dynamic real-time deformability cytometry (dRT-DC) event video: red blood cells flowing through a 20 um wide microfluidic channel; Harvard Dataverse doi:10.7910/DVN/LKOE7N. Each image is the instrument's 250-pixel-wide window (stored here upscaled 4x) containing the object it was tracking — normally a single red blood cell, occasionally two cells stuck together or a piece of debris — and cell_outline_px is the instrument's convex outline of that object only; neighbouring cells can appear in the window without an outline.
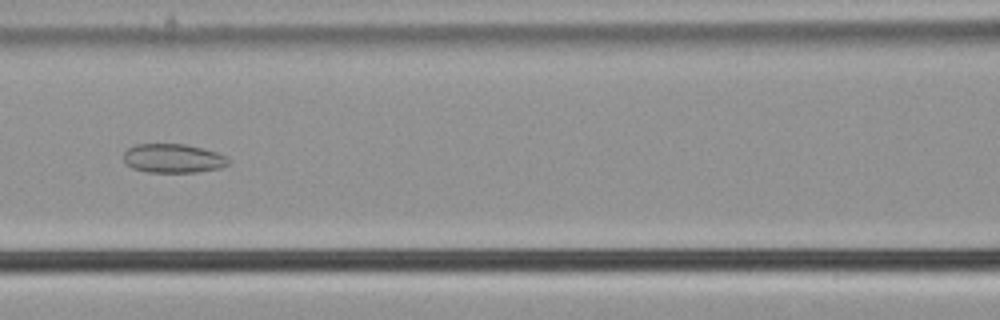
{"species": "common noctule bat (a hibernating species)", "species_latin": "Nyctalus noctula", "temperature_condition": "cold", "stored_images_in_passage": 56, "camera_frame_rate_fps": 3000, "um_per_image_px": 0.085, "animal": {"sex": "male", "body_mass_g": 21.5, "forearm_length_mm": 52.0}, "frame": {"image": 1, "passage_image": 26, "time_ms": 8.333, "image_size_px": [1000, 320], "cell_outline_px": [[232, 160], [228, 164], [220, 168], [196, 172], [148, 172], [132, 168], [124, 160], [124, 152], [128, 148], [136, 144], [184, 144], [216, 152], [228, 156]], "centroid_in_image_um": [14.74, 13.46], "position_along_channel_um": 151.9, "area_um2": 17.69}}
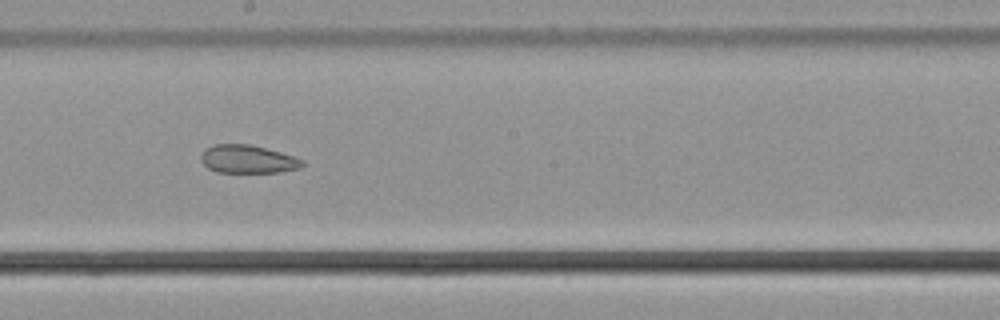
{"frame": {"image": 2, "passage_image": 32, "time_ms": 10.333, "image_size_px": [1000, 320], "cell_outline_px": [[304, 164], [300, 168], [280, 172], [216, 172], [208, 168], [200, 160], [200, 156], [204, 148], [216, 144], [252, 144], [280, 152], [304, 160]], "centroid_in_image_um": [21.04, 13.52], "position_along_channel_um": 227.2, "area_um2": 16.7}}
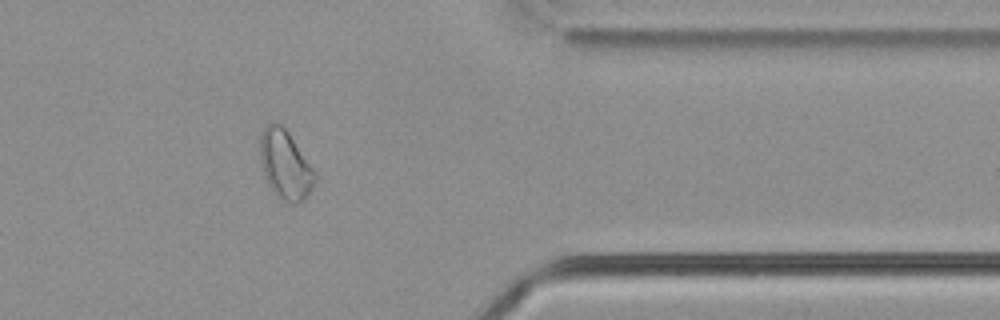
{"frame": {"image": 3, "passage_image": 46, "time_ms": 15.0, "image_size_px": [1000, 320], "cell_outline_px": [[316, 180], [308, 192], [296, 204], [292, 204], [280, 200], [272, 192], [264, 176], [260, 160], [260, 136], [264, 128], [272, 120], [276, 120], [288, 132], [316, 172]], "centroid_in_image_um": [24.21, 13.99], "position_along_channel_um": 387.2, "area_um2": 22.02}, "authors_computed_cell_mechanics": {"area_um2": 22.9755, "velocity_mm_per_s": 3.7756, "shape_relaxation_time_tau1_ms": null, "shape_relaxation_time_tau2_ms": 2.8759, "deformation_change_tau1": null, "deformation_change_tau2": 0.088}}